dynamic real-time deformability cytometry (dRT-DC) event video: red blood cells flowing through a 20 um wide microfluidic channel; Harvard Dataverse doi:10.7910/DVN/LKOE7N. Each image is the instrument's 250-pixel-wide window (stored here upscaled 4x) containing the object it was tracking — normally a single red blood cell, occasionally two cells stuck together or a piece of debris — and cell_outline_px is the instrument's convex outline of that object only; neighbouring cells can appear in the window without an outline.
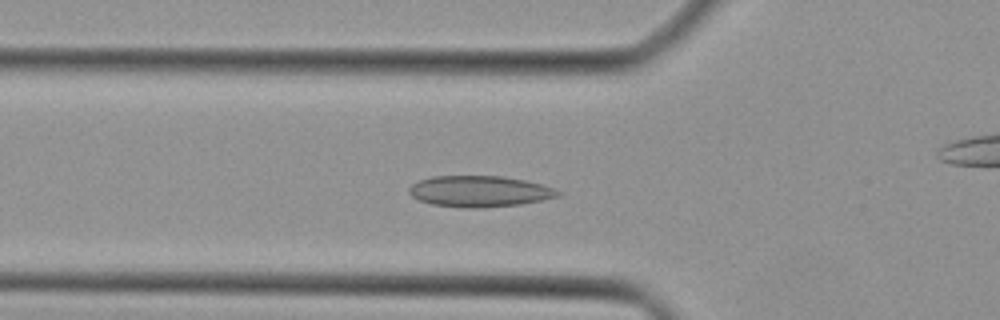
{"species": "Egyptian fruit bat (a non-hibernating species)", "species_latin": "Rousettus aegyptiacus", "temperature_condition": "cold", "stored_images_in_passage": 43, "camera_frame_rate_fps": 3000, "um_per_image_px": 0.085, "animal": {"sex": "female"}, "frame": {"image": 1, "passage_image": 13, "time_ms": 4.0, "image_size_px": [1000, 320], "cell_outline_px": [[564, 192], [560, 196], [520, 204], [476, 208], [464, 208], [432, 204], [420, 200], [412, 196], [408, 192], [408, 188], [412, 184], [420, 180], [432, 176], [500, 176], [524, 180], [540, 184]], "centroid_in_image_um": [40.74, 16.26], "position_along_channel_um": 85.1, "area_um2": 26.82}}
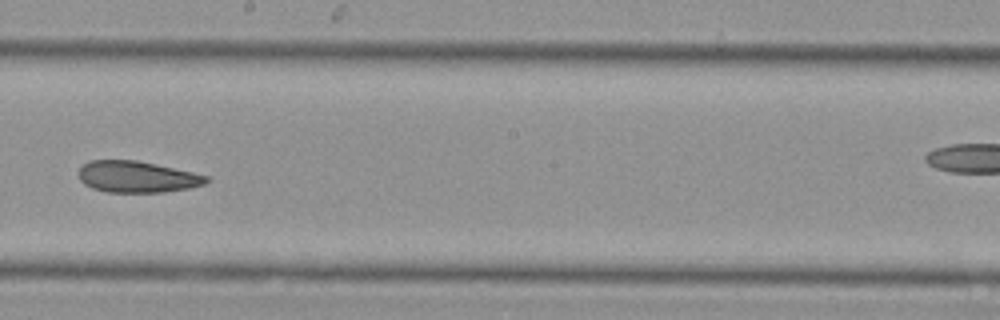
{"frame": {"image": 2, "passage_image": 23, "time_ms": 7.333, "image_size_px": [1000, 320], "cell_outline_px": [[212, 180], [204, 184], [188, 188], [164, 192], [108, 192], [92, 188], [84, 184], [80, 180], [80, 168], [84, 164], [92, 160], [136, 160], [192, 172], [208, 176]], "centroid_in_image_um": [11.67, 15.03], "position_along_channel_um": 236.5, "area_um2": 23.18}}
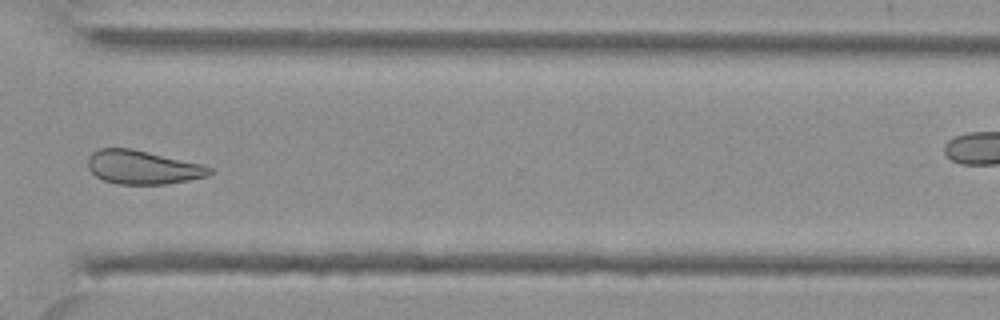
{"frame": {"image": 3, "passage_image": 31, "time_ms": 10.0, "image_size_px": [1000, 320], "cell_outline_px": [[212, 172], [208, 176], [188, 180], [164, 184], [116, 184], [104, 180], [96, 176], [88, 168], [88, 156], [92, 152], [100, 148], [132, 148], [200, 164], [212, 168]], "centroid_in_image_um": [12.09, 14.22], "position_along_channel_um": 358.5, "area_um2": 23.76}}